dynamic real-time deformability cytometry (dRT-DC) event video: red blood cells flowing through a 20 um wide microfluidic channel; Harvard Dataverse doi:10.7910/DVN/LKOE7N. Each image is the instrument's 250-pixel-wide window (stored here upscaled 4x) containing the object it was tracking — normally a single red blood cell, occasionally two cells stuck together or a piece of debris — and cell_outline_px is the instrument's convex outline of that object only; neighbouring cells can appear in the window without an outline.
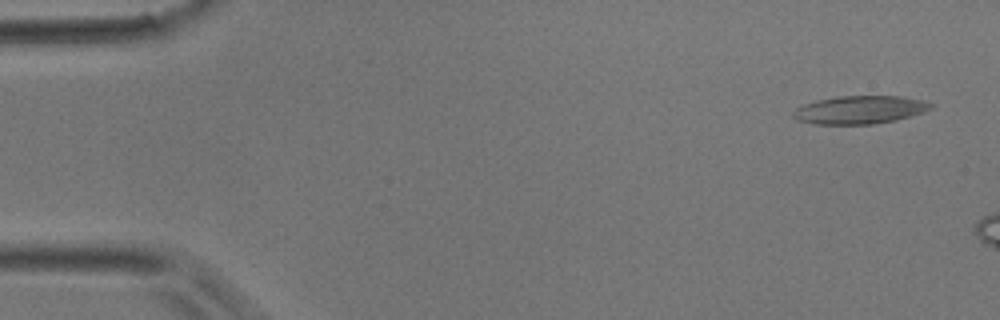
{"species": "common noctule bat (a hibernating species)", "species_latin": "Nyctalus noctula", "temperature_condition": "room temperature", "stored_images_in_passage": 3, "camera_frame_rate_fps": 3000, "um_per_image_px": 0.085, "animal": {"sex": "male", "body_mass_g": 17.9}, "frame": {"image": 1, "passage_image": 1, "time_ms": 0.0, "image_size_px": [1000, 320], "cell_outline_px": [[936, 104], [932, 108], [924, 112], [912, 116], [896, 120], [872, 124], [812, 124], [796, 120], [792, 116], [792, 112], [796, 108], [804, 104], [816, 100], [836, 96], [900, 96], [920, 100]], "centroid_in_image_um": [73.07, 9.33], "position_along_channel_um": 11.9, "area_um2": 22.72}}